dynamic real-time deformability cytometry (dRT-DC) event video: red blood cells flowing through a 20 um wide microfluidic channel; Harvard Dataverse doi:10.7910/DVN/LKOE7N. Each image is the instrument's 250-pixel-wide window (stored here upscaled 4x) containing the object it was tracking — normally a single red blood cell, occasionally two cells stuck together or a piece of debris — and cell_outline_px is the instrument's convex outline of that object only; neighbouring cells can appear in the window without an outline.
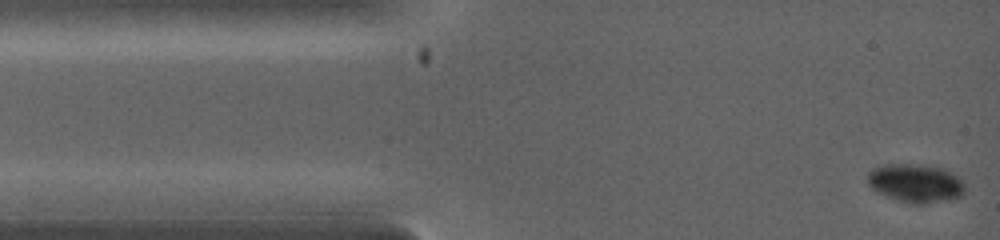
{"species": "common noctule bat (a hibernating species)", "species_latin": "Nyctalus noctula", "temperature_condition": "warm", "stored_images_in_passage": 16, "camera_frame_rate_fps": 5000, "um_per_image_px": 0.085, "animal": {"sex": "female", "body_mass_g": 19.0, "forearm_length_mm": 53.3}, "frame": {"image": 1, "passage_image": 1, "time_ms": 0.0, "image_size_px": [1000, 240], "cell_outline_px": [[964, 192], [960, 196], [944, 200], [924, 204], [912, 204], [896, 200], [872, 188], [868, 184], [868, 172], [872, 168], [888, 164], [920, 164], [944, 168], [956, 176], [964, 184]], "centroid_in_image_um": [77.81, 15.56], "position_along_channel_um": 7.2, "area_um2": 21.62}}
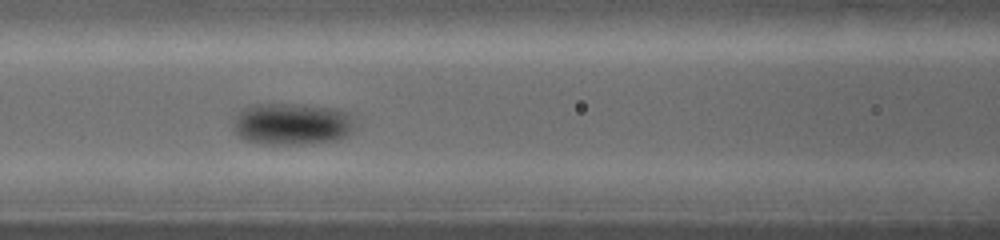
{"frame": {"image": 2, "passage_image": 10, "time_ms": 3.6, "image_size_px": [1000, 240], "cell_outline_px": [[352, 132], [348, 136], [340, 140], [308, 144], [260, 144], [236, 136], [232, 128], [232, 124], [236, 116], [244, 108], [252, 104], [308, 104], [336, 108], [348, 112], [352, 116]], "centroid_in_image_um": [24.82, 10.54], "position_along_channel_um": 141.8, "area_um2": 30.29}}
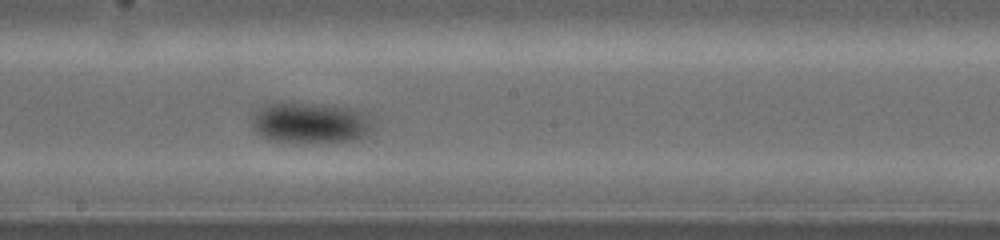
{"frame": {"image": 3, "passage_image": 16, "time_ms": 5.0, "image_size_px": [1000, 240], "cell_outline_px": [[372, 132], [368, 136], [356, 140], [308, 144], [272, 140], [260, 136], [252, 128], [252, 116], [260, 104], [280, 100], [292, 100], [324, 104], [348, 108], [360, 112], [368, 116], [372, 120]], "centroid_in_image_um": [26.31, 10.42], "position_along_channel_um": 221.9, "area_um2": 30.35}}